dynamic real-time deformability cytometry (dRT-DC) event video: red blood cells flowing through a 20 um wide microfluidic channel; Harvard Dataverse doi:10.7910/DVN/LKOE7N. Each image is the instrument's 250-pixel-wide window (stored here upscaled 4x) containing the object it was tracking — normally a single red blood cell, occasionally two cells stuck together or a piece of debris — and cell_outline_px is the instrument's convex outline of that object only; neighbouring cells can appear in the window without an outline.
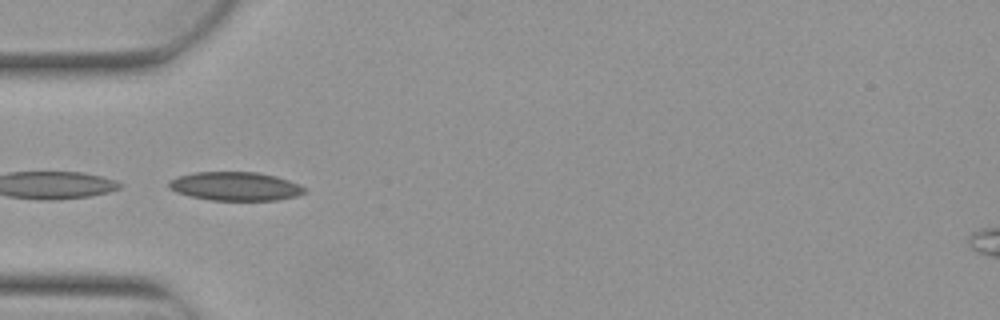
{"species": "Egyptian fruit bat (a non-hibernating species)", "species_latin": "Rousettus aegyptiacus", "temperature_condition": "warm", "stored_images_in_passage": 4, "camera_frame_rate_fps": 3000, "um_per_image_px": 0.085, "animal": {"sex": "female"}, "frame": {"image": 1, "passage_image": 1, "time_ms": 0.0, "image_size_px": [1000, 320], "cell_outline_px": [[308, 192], [296, 196], [276, 200], [208, 200], [188, 196], [176, 192], [168, 188], [168, 180], [176, 176], [192, 172], [256, 172], [276, 176], [300, 184], [308, 188]], "centroid_in_image_um": [19.98, 15.83], "position_along_channel_um": 65.0, "area_um2": 23.06}}
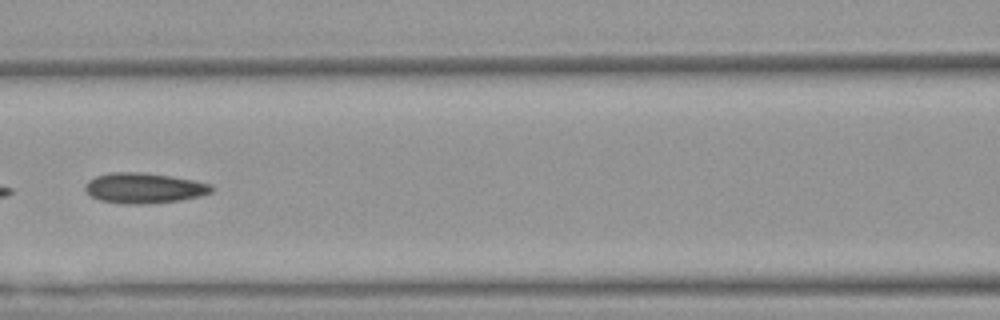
{"frame": {"image": 2, "passage_image": 3, "time_ms": 0.667, "image_size_px": [1000, 320], "cell_outline_px": [[216, 188], [212, 192], [200, 196], [180, 200], [148, 204], [124, 204], [100, 200], [92, 196], [84, 188], [84, 184], [88, 180], [96, 176], [108, 172], [144, 172], [172, 176], [212, 184]], "centroid_in_image_um": [12.26, 15.98], "position_along_channel_um": 154.3, "area_um2": 22.6}}
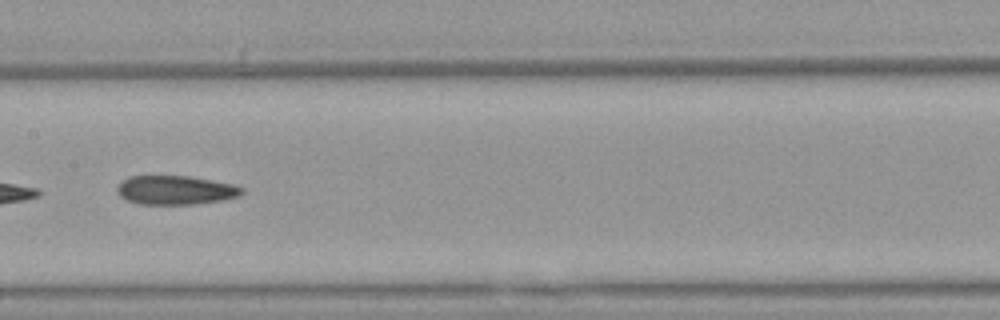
{"frame": {"image": 3, "passage_image": 4, "time_ms": 1.0, "image_size_px": [1000, 320], "cell_outline_px": [[244, 192], [240, 196], [224, 200], [196, 204], [140, 204], [128, 200], [120, 196], [116, 192], [116, 188], [128, 176], [188, 176], [212, 180], [232, 184], [244, 188]], "centroid_in_image_um": [14.95, 16.16], "position_along_channel_um": 192.5, "area_um2": 21.1}}